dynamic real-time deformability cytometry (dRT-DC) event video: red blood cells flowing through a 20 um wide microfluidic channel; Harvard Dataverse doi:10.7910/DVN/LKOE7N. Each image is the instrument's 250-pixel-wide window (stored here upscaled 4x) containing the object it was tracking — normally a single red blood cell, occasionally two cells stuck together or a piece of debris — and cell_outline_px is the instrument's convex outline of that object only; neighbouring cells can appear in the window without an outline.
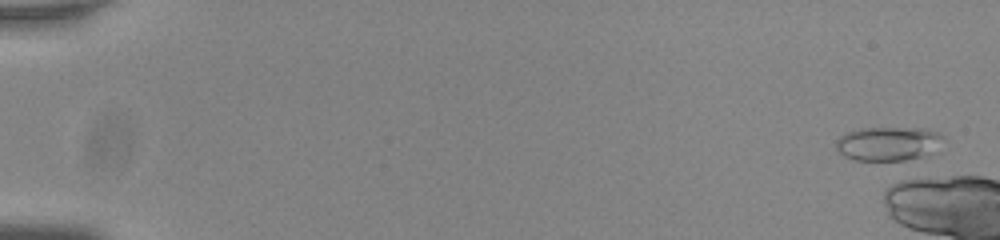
{"species": "common noctule bat (a hibernating species)", "species_latin": "Nyctalus noctula", "temperature_condition": "room temperature", "stored_images_in_passage": 5, "camera_frame_rate_fps": 3000, "um_per_image_px": 0.085, "animal": {"sex": "male", "body_mass_g": 20.0, "forearm_length_mm": 53.3}, "frame": {"image": 1, "passage_image": 2, "time_ms": 0.333, "image_size_px": [1000, 240], "cell_outline_px": [[944, 136], [940, 152], [904, 160], [852, 160], [844, 156], [836, 148], [836, 140], [840, 136], [848, 132], [860, 128], [924, 128], [936, 132]], "centroid_in_image_um": [75.56, 12.21], "position_along_channel_um": 9.4, "area_um2": 21.56}}